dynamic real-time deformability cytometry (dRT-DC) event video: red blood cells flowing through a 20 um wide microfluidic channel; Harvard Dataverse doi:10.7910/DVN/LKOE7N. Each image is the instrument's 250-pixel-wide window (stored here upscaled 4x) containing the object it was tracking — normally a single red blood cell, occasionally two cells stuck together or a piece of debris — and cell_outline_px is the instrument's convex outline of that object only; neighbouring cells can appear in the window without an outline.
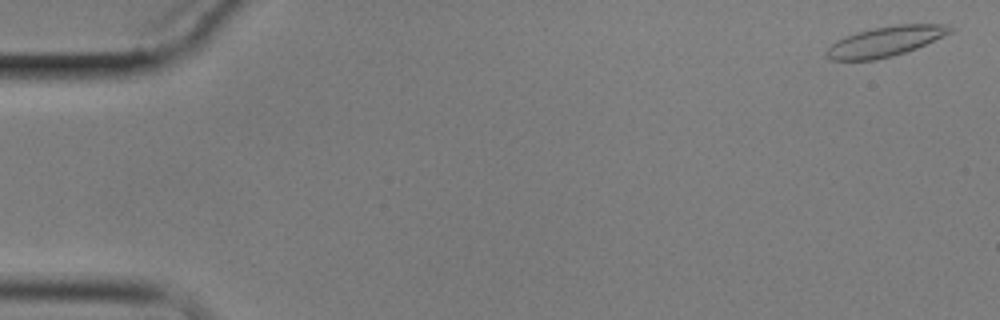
{"species": "common noctule bat (a hibernating species)", "species_latin": "Nyctalus noctula", "temperature_condition": "cold", "stored_images_in_passage": 5, "camera_frame_rate_fps": 3000, "um_per_image_px": 0.085, "animal": {"sex": "male", "body_mass_g": 17.9}, "frame": {"image": 1, "passage_image": 1, "time_ms": 0.0, "image_size_px": [1000, 320], "cell_outline_px": [[956, 28], [952, 32], [916, 48], [892, 56], [872, 60], [832, 60], [824, 56], [824, 52], [836, 40], [844, 36], [856, 32], [872, 28], [900, 24], [944, 24]], "centroid_in_image_um": [75.23, 3.51], "position_along_channel_um": 9.8, "area_um2": 21.62}}